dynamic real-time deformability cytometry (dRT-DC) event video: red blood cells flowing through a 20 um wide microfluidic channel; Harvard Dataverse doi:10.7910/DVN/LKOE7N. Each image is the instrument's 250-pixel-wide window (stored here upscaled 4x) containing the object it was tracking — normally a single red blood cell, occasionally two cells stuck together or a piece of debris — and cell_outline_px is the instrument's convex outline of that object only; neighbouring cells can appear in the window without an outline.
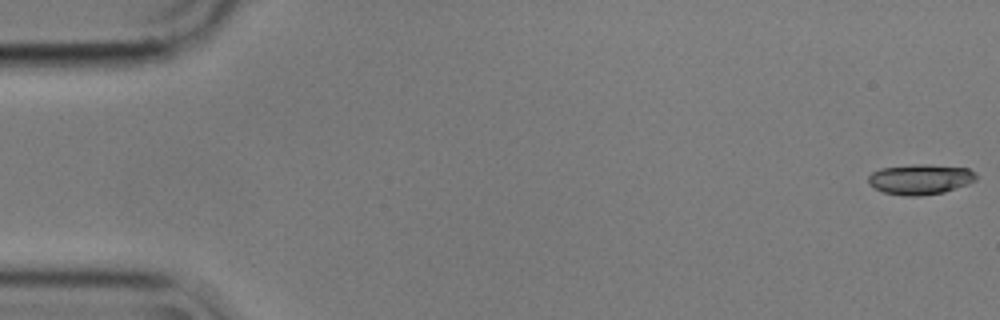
{"species": "common noctule bat (a hibernating species)", "species_latin": "Nyctalus noctula", "temperature_condition": "cold", "stored_images_in_passage": 55, "camera_frame_rate_fps": 3000, "um_per_image_px": 0.085, "animal": {"sex": "male", "body_mass_g": 17.9}, "frame": {"image": 1, "passage_image": 1, "time_ms": 0.0, "image_size_px": [1000, 320], "cell_outline_px": [[976, 180], [968, 184], [944, 192], [920, 196], [904, 196], [884, 192], [876, 188], [868, 180], [868, 176], [872, 172], [880, 168], [912, 164], [928, 164], [968, 168], [976, 172]], "centroid_in_image_um": [78.25, 15.23], "position_along_channel_um": 6.8, "area_um2": 19.07}}
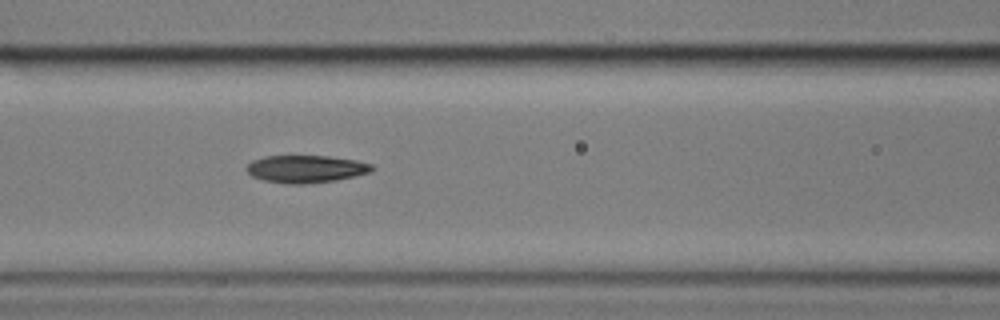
{"frame": {"image": 2, "passage_image": 23, "time_ms": 7.333, "image_size_px": [1000, 320], "cell_outline_px": [[376, 168], [372, 172], [336, 180], [304, 184], [288, 184], [264, 180], [252, 176], [244, 168], [252, 160], [264, 156], [328, 156], [356, 160], [372, 164]], "centroid_in_image_um": [26.01, 14.36], "position_along_channel_um": 140.6, "area_um2": 20.17}}
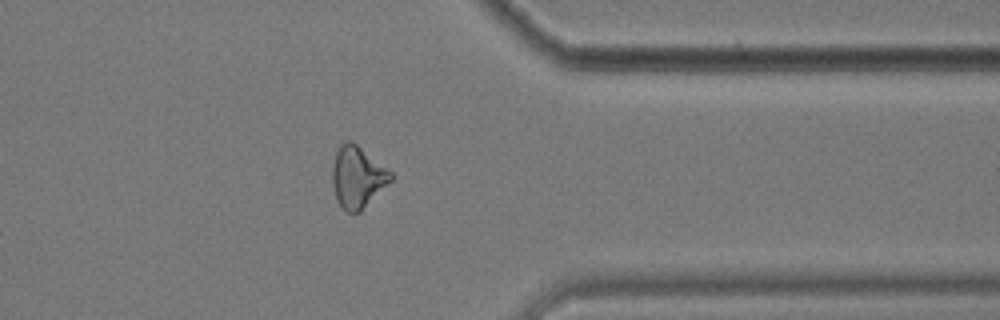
{"frame": {"image": 3, "passage_image": 44, "time_ms": 14.333, "image_size_px": [1000, 320], "cell_outline_px": [[392, 180], [360, 212], [348, 212], [336, 200], [332, 184], [332, 164], [336, 152], [340, 144], [348, 140], [352, 140], [392, 172]], "centroid_in_image_um": [30.37, 15.03], "position_along_channel_um": 381.0, "area_um2": 20.92}, "authors_computed_cell_mechanics": {"area_um2": 19.941, "velocity_mm_per_s": 3.5758, "shape_relaxation_time_tau1_ms": 6.3872, "shape_relaxation_time_tau2_ms": 4.1478, "deformation_change_tau1": 0.1853, "deformation_change_tau2": 0.1304}}